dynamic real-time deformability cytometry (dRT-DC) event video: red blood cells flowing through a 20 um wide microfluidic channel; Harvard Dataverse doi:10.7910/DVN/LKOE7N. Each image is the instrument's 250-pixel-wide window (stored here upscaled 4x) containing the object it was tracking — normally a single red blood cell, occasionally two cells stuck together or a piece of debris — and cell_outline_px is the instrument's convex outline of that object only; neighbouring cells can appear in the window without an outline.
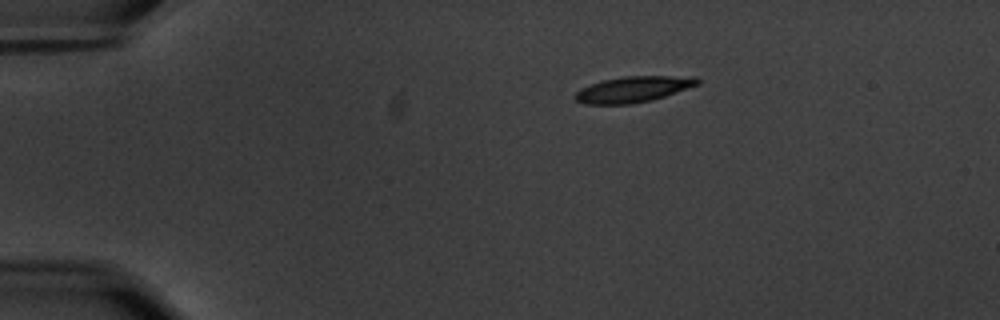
{"species": "common noctule bat (a hibernating species)", "species_latin": "Nyctalus noctula", "temperature_condition": "warm", "stored_images_in_passage": 48, "camera_frame_rate_fps": 3000, "um_per_image_px": 0.085, "animal": {"sex": "male", "body_mass_g": 20.1, "forearm_length_mm": 53.5}, "frame": {"image": 1, "passage_image": 1, "time_ms": 0.0, "image_size_px": [1000, 320], "cell_outline_px": [[700, 84], [652, 100], [632, 104], [584, 104], [576, 100], [572, 96], [580, 88], [604, 80], [624, 76], [696, 76], [700, 80]], "centroid_in_image_um": [53.83, 7.59], "position_along_channel_um": 31.2, "area_um2": 18.5}}
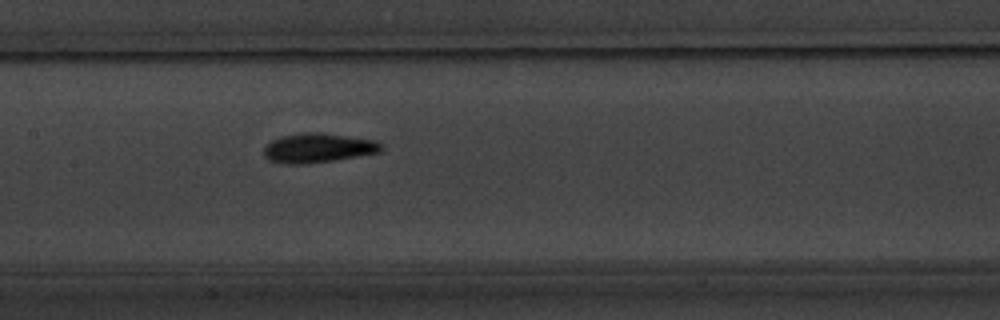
{"frame": {"image": 2, "passage_image": 19, "time_ms": 6.0, "image_size_px": [1000, 320], "cell_outline_px": [[384, 148], [380, 152], [308, 164], [280, 164], [268, 160], [264, 156], [264, 148], [272, 140], [280, 136], [304, 132], [324, 132], [372, 140], [384, 144]], "centroid_in_image_um": [27.0, 12.57], "position_along_channel_um": 180.4, "area_um2": 20.23}}
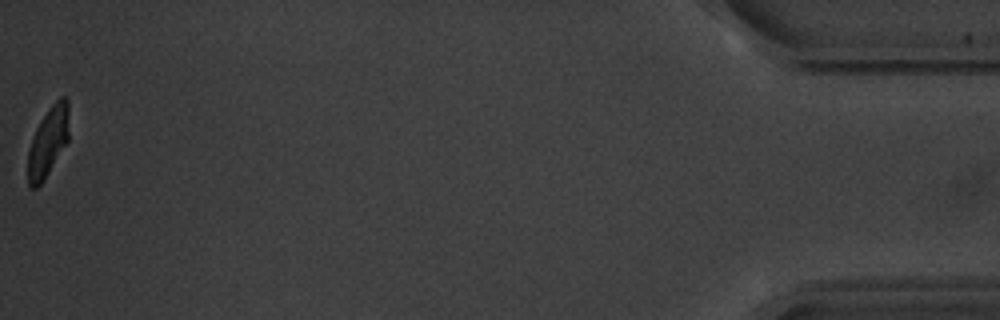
{"frame": {"image": 3, "passage_image": 48, "time_ms": 15.667, "image_size_px": [1000, 320], "cell_outline_px": [[68, 140], [40, 184], [36, 188], [28, 188], [28, 152], [36, 128], [48, 108], [60, 96], [64, 96], [68, 100]], "centroid_in_image_um": [4.08, 12.02], "position_along_channel_um": 431.1, "area_um2": 16.24}, "authors_computed_cell_mechanics": {"area_um2": 18.6116, "velocity_mm_per_s": 3.5041, "shape_relaxation_time_tau1_ms": 2.6261, "shape_relaxation_time_tau2_ms": 1.8352, "deformation_change_tau1": 0.1814, "deformation_change_tau2": 0.0886}}